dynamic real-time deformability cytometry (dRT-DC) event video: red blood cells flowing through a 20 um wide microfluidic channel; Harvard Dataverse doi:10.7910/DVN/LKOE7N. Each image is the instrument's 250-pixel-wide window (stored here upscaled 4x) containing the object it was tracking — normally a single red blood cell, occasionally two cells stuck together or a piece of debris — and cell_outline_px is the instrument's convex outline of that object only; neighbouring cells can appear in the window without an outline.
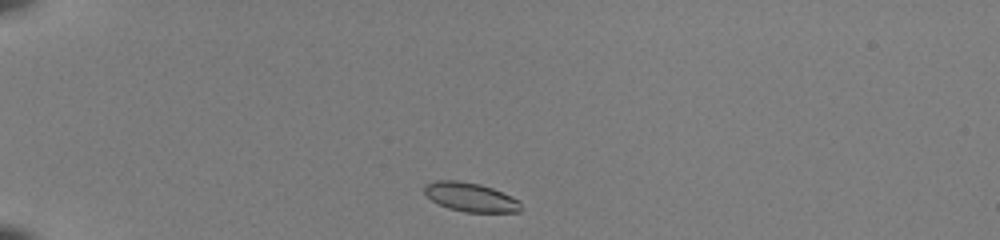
{"species": "common noctule bat (a hibernating species)", "species_latin": "Nyctalus noctula", "temperature_condition": "room temperature", "stored_images_in_passage": 38, "camera_frame_rate_fps": 3000, "um_per_image_px": 0.085, "animal": {"sex": "female", "body_mass_g": 22.0, "forearm_length_mm": 56.7}, "frame": {"image": 1, "passage_image": 1, "time_ms": 0.0, "image_size_px": [1000, 240], "cell_outline_px": [[520, 212], [464, 212], [448, 208], [432, 200], [424, 192], [424, 184], [436, 180], [456, 180], [480, 184], [492, 188], [512, 196], [520, 200]], "centroid_in_image_um": [40.0, 16.75], "position_along_channel_um": 45.0, "area_um2": 16.3}}
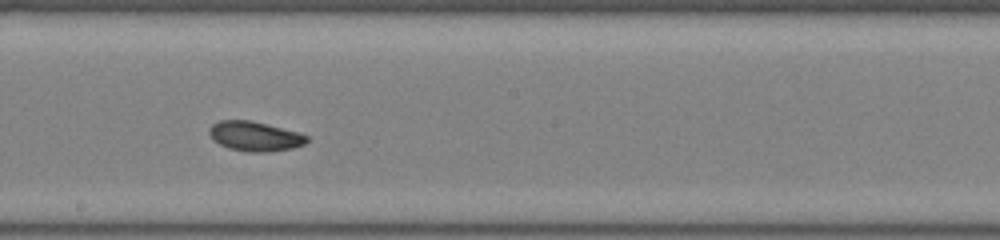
{"frame": {"image": 2, "passage_image": 18, "time_ms": 5.667, "image_size_px": [1000, 240], "cell_outline_px": [[308, 140], [304, 144], [292, 148], [268, 152], [248, 152], [228, 148], [212, 140], [208, 132], [208, 128], [212, 124], [220, 120], [252, 120], [300, 132], [308, 136]], "centroid_in_image_um": [21.65, 11.57], "position_along_channel_um": 226.6, "area_um2": 17.11}}
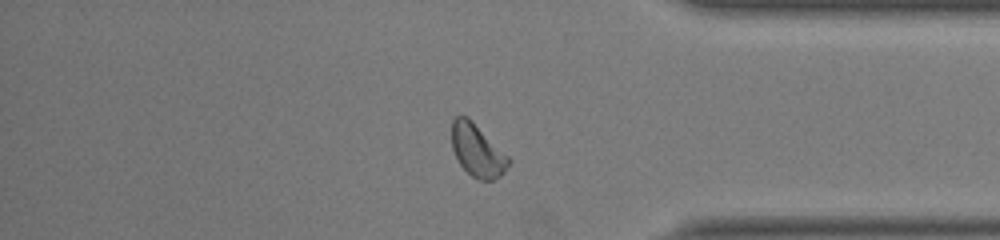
{"frame": {"image": 3, "passage_image": 31, "time_ms": 10.0, "image_size_px": [1000, 240], "cell_outline_px": [[508, 164], [504, 172], [500, 176], [492, 180], [476, 180], [460, 164], [452, 148], [452, 120], [456, 116], [468, 116], [508, 156]], "centroid_in_image_um": [40.55, 12.78], "position_along_channel_um": 394.7, "area_um2": 17.11}, "authors_computed_cell_mechanics": {"area_um2": 17.1088, "velocity_mm_per_s": 4.0779, "shape_relaxation_time_tau1_ms": 3.5046, "shape_relaxation_time_tau2_ms": null, "deformation_change_tau1": 0.1177, "deformation_change_tau2": null}}